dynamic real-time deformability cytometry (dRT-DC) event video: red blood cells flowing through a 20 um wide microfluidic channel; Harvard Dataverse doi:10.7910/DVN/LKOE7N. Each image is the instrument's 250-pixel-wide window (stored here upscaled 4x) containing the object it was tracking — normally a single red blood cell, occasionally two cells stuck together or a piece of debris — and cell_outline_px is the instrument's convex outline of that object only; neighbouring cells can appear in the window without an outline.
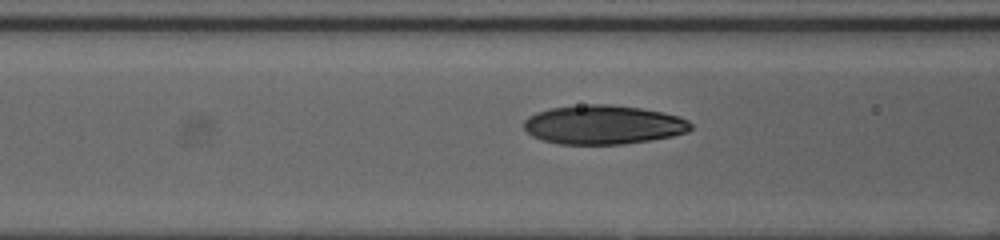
{"species": "human", "species_latin": "Homo sapiens", "temperature_condition": "cold", "stored_images_in_passage": 9, "camera_frame_rate_fps": 3000, "um_per_image_px": 0.085, "donor": {"sex": "female"}, "frame": {"image": 1, "passage_image": 7, "time_ms": 2.0, "image_size_px": [1000, 240], "cell_outline_px": [[692, 128], [688, 132], [672, 136], [652, 140], [624, 144], [556, 144], [540, 140], [532, 136], [524, 128], [524, 120], [528, 116], [536, 112], [552, 108], [588, 104], [612, 104], [640, 108], [664, 112], [680, 116], [688, 120], [692, 124]], "centroid_in_image_um": [51.3, 10.61], "position_along_channel_um": 115.3, "area_um2": 38.32}}